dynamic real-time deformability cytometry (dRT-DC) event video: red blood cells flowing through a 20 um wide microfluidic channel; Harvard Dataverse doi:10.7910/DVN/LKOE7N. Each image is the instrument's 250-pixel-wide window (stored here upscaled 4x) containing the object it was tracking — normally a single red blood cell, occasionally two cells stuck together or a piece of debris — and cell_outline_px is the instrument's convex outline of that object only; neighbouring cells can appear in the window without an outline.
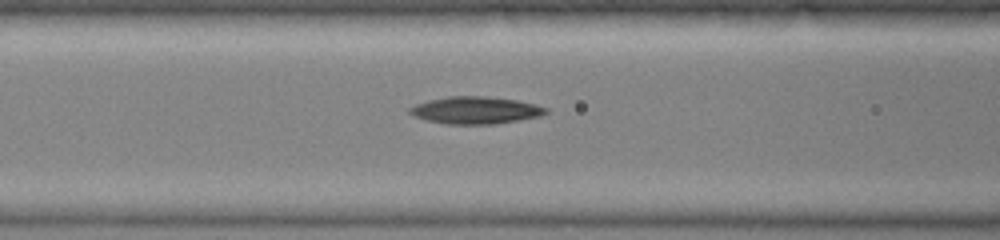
{"species": "common noctule bat (a hibernating species)", "species_latin": "Nyctalus noctula", "temperature_condition": "warm", "stored_images_in_passage": 23, "camera_frame_rate_fps": 3000, "um_per_image_px": 0.085, "animal": {"sex": "female", "body_mass_g": 19.0, "forearm_length_mm": 51.5}, "frame": {"image": 1, "passage_image": 4, "time_ms": 1.0, "image_size_px": [1000, 240], "cell_outline_px": [[548, 112], [540, 116], [492, 124], [448, 124], [428, 120], [416, 116], [408, 112], [408, 108], [416, 104], [428, 100], [448, 96], [484, 96], [516, 100], [536, 104], [548, 108]], "centroid_in_image_um": [40.42, 9.36], "position_along_channel_um": 126.2, "area_um2": 21.39}}
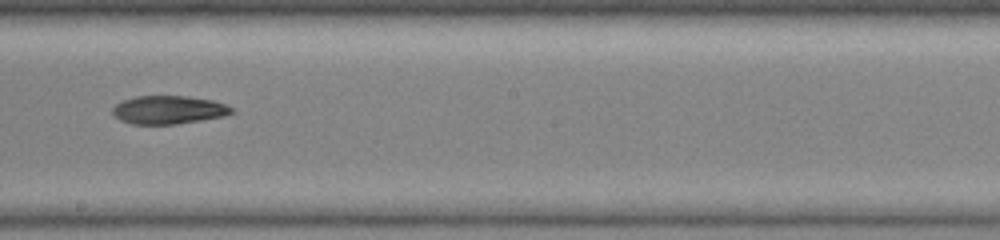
{"frame": {"image": 2, "passage_image": 10, "time_ms": 3.0, "image_size_px": [1000, 240], "cell_outline_px": [[236, 112], [224, 116], [176, 124], [132, 124], [120, 120], [112, 112], [112, 108], [116, 104], [124, 100], [136, 96], [188, 96], [212, 100], [236, 108]], "centroid_in_image_um": [14.36, 9.33], "position_along_channel_um": 233.8, "area_um2": 19.65}}
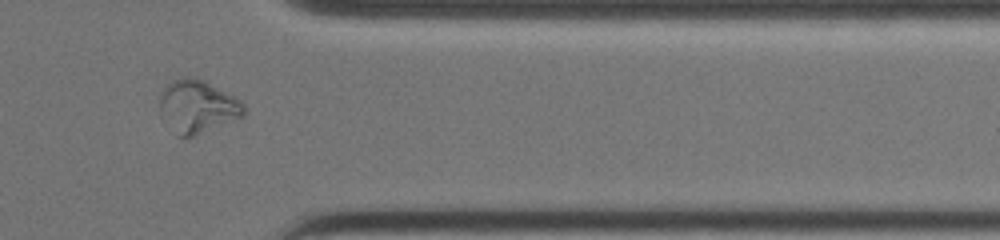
{"frame": {"image": 3, "passage_image": 19, "time_ms": 6.0, "image_size_px": [1000, 240], "cell_outline_px": [[244, 116], [184, 140], [176, 136], [160, 120], [160, 96], [164, 84], [172, 80], [184, 76], [192, 76], [204, 80], [236, 96], [244, 104]], "centroid_in_image_um": [16.72, 9.07], "position_along_channel_um": 394.7, "area_um2": 26.88}}